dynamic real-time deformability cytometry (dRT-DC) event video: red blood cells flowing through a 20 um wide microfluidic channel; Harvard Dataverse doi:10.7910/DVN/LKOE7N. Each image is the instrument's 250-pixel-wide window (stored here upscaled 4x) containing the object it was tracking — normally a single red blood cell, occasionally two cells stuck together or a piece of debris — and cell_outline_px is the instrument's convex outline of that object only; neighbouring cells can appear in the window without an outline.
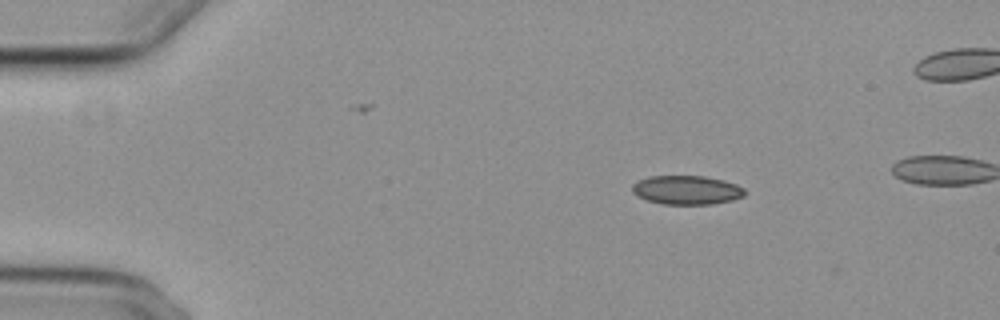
{"species": "common noctule bat (a hibernating species)", "species_latin": "Nyctalus noctula", "temperature_condition": "cold", "stored_images_in_passage": 9, "camera_frame_rate_fps": 3000, "um_per_image_px": 0.085, "animal": {"sex": "female", "body_mass_g": 29.2, "forearm_length_mm": 56.3}, "frame": {"image": 1, "passage_image": 1, "time_ms": 0.0, "image_size_px": [1000, 320], "cell_outline_px": [[748, 192], [744, 196], [732, 200], [712, 204], [664, 204], [648, 200], [632, 192], [632, 184], [648, 176], [704, 176], [724, 180], [736, 184], [744, 188]], "centroid_in_image_um": [58.42, 16.14], "position_along_channel_um": 26.6, "area_um2": 18.96}}